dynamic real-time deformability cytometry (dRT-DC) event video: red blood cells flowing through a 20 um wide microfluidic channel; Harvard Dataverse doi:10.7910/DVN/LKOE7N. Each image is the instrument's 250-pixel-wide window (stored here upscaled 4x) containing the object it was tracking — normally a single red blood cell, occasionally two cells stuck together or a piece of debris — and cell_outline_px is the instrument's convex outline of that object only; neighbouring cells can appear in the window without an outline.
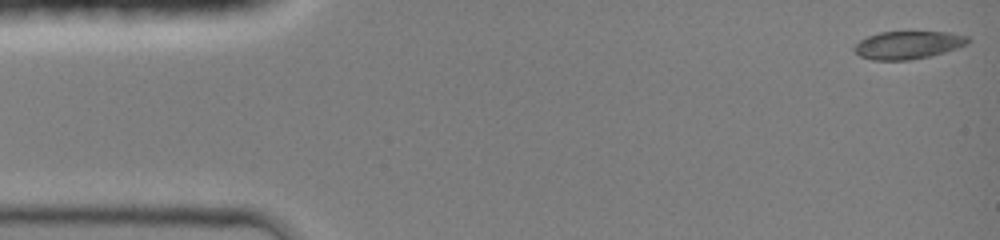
{"species": "common noctule bat (a hibernating species)", "species_latin": "Nyctalus noctula", "temperature_condition": "room temperature", "stored_images_in_passage": 14, "camera_frame_rate_fps": 3000, "um_per_image_px": 0.085, "animal": {"sex": "female", "body_mass_g": 19.0, "forearm_length_mm": 51.5}, "frame": {"image": 1, "passage_image": 1, "time_ms": 0.0, "image_size_px": [1000, 240], "cell_outline_px": [[972, 40], [968, 44], [944, 52], [928, 56], [908, 60], [872, 60], [860, 56], [852, 48], [860, 40], [868, 36], [880, 32], [952, 32], [968, 36]], "centroid_in_image_um": [77.2, 3.82], "position_along_channel_um": 7.8, "area_um2": 18.44}}
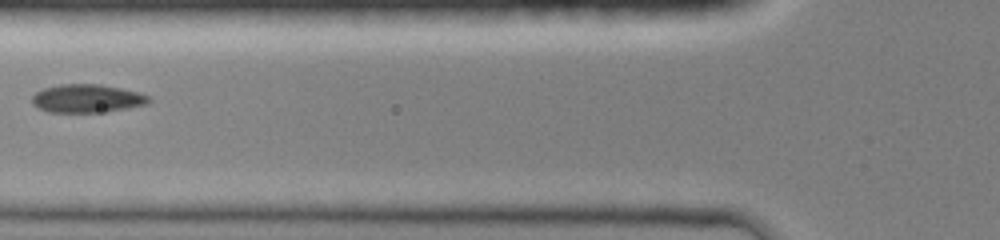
{"frame": {"image": 2, "passage_image": 10, "time_ms": 5.333, "image_size_px": [1000, 240], "cell_outline_px": [[152, 100], [148, 104], [128, 108], [104, 112], [48, 112], [36, 108], [32, 104], [32, 96], [36, 92], [44, 88], [60, 84], [100, 84], [120, 88], [136, 92], [148, 96]], "centroid_in_image_um": [7.37, 8.38], "position_along_channel_um": 118.4, "area_um2": 19.31}}
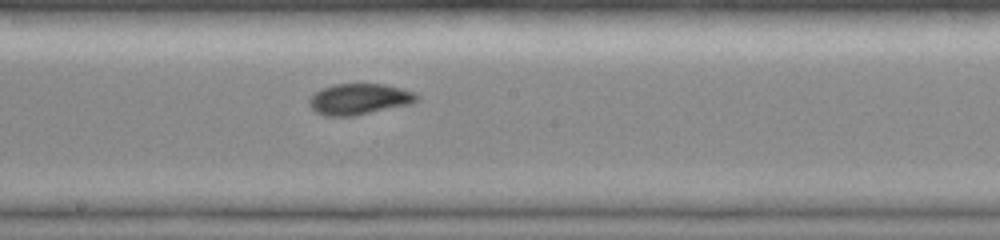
{"frame": {"image": 3, "passage_image": 14, "time_ms": 7.667, "image_size_px": [1000, 240], "cell_outline_px": [[420, 100], [412, 104], [356, 116], [324, 116], [316, 112], [308, 104], [308, 100], [316, 92], [332, 84], [384, 84], [400, 88], [412, 92], [420, 96]], "centroid_in_image_um": [30.56, 8.44], "position_along_channel_um": 217.6, "area_um2": 19.59}}